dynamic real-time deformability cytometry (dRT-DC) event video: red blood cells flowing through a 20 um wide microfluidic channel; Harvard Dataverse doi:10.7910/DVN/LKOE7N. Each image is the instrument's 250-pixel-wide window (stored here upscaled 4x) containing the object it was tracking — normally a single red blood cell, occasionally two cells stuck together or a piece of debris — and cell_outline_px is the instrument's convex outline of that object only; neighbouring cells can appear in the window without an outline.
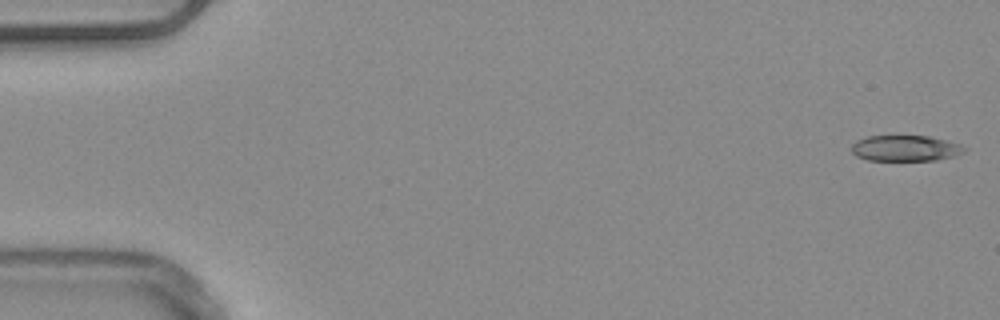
{"species": "common noctule bat (a hibernating species)", "species_latin": "Nyctalus noctula", "temperature_condition": "warm", "stored_images_in_passage": 52, "camera_frame_rate_fps": 3000, "um_per_image_px": 0.085, "animal": {"sex": "male", "body_mass_g": 20.4}, "frame": {"image": 1, "passage_image": 1, "time_ms": 0.0, "image_size_px": [1000, 320], "cell_outline_px": [[968, 148], [964, 152], [956, 156], [936, 160], [868, 160], [856, 156], [852, 152], [852, 144], [856, 140], [868, 136], [928, 136], [948, 140], [960, 144]], "centroid_in_image_um": [76.99, 12.6], "position_along_channel_um": 8.0, "area_um2": 17.11}}
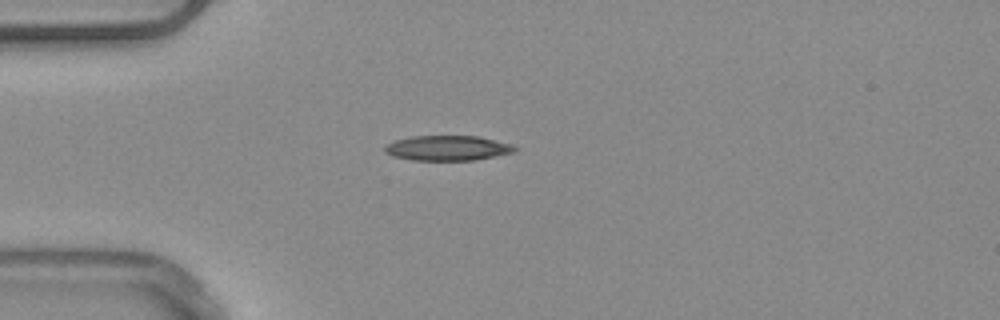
{"frame": {"image": 2, "passage_image": 14, "time_ms": 4.333, "image_size_px": [1000, 320], "cell_outline_px": [[516, 152], [476, 160], [412, 160], [392, 156], [384, 152], [384, 148], [388, 144], [396, 140], [412, 136], [480, 136], [512, 144], [516, 148]], "centroid_in_image_um": [38.07, 12.59], "position_along_channel_um": 46.9, "area_um2": 19.02}}
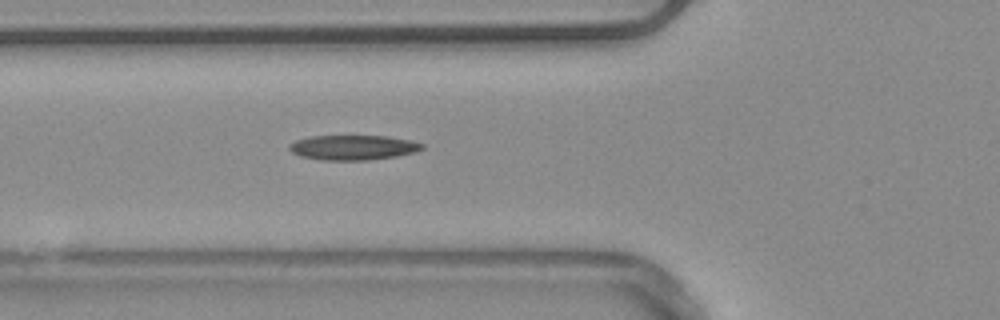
{"frame": {"image": 3, "passage_image": 19, "time_ms": 6.0, "image_size_px": [1000, 320], "cell_outline_px": [[424, 148], [416, 152], [396, 156], [368, 160], [320, 160], [300, 156], [292, 152], [288, 148], [288, 144], [296, 140], [312, 136], [388, 136], [412, 140], [424, 144]], "centroid_in_image_um": [30.02, 12.53], "position_along_channel_um": 95.8, "area_um2": 19.36}, "authors_computed_cell_mechanics": {"area_um2": 18.1203, "velocity_mm_per_s": 3.9022, "shape_relaxation_time_tau1_ms": null, "shape_relaxation_time_tau2_ms": 7.3815, "deformation_change_tau1": null, "deformation_change_tau2": 0.21}}